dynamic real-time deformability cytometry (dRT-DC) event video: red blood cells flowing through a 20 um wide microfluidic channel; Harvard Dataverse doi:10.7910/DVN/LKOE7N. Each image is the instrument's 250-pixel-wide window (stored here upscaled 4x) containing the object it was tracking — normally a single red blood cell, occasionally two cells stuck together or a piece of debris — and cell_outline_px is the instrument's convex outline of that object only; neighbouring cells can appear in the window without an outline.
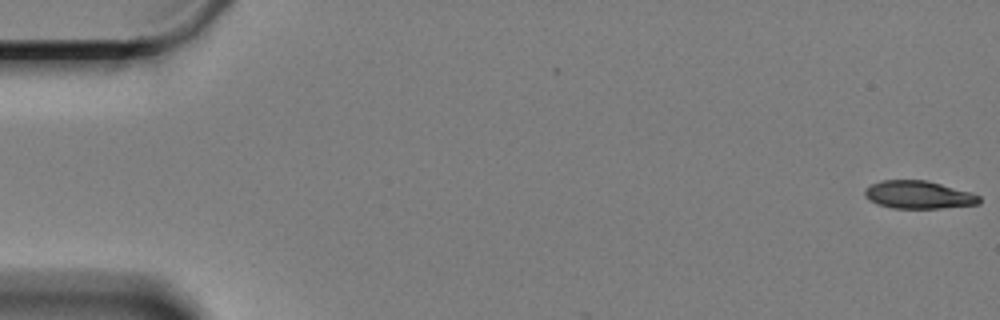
{"species": "Egyptian fruit bat (a non-hibernating species)", "species_latin": "Rousettus aegyptiacus", "temperature_condition": "cold", "stored_images_in_passage": 16, "camera_frame_rate_fps": 3000, "um_per_image_px": 0.085, "animal": {"sex": "female"}, "frame": {"image": 1, "passage_image": 1, "time_ms": 0.0, "image_size_px": [1000, 320], "cell_outline_px": [[980, 204], [940, 208], [892, 208], [876, 204], [868, 200], [864, 196], [864, 188], [880, 180], [928, 180], [972, 192], [980, 196]], "centroid_in_image_um": [78.06, 16.55], "position_along_channel_um": 6.9, "area_um2": 18.84}}
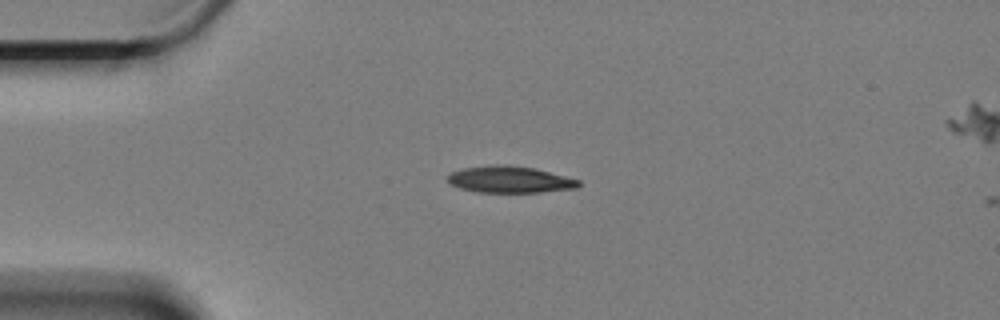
{"frame": {"image": 2, "passage_image": 15, "time_ms": 4.667, "image_size_px": [1000, 320], "cell_outline_px": [[580, 184], [576, 188], [540, 192], [476, 192], [460, 188], [448, 184], [448, 172], [464, 168], [492, 164], [508, 164], [536, 168], [580, 180]], "centroid_in_image_um": [43.29, 15.24], "position_along_channel_um": 41.7, "area_um2": 20.58}}